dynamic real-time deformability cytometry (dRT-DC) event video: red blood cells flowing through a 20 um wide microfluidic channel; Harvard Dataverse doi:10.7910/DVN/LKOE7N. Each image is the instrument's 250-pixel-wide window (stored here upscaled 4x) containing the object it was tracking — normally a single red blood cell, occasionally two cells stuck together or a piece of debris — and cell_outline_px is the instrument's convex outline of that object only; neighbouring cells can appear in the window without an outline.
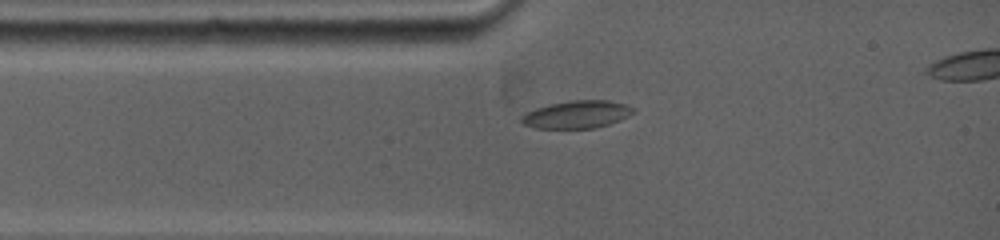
{"species": "common noctule bat (a hibernating species)", "species_latin": "Nyctalus noctula", "temperature_condition": "warm", "stored_images_in_passage": 2, "camera_frame_rate_fps": 5000, "um_per_image_px": 0.085, "animal": {"sex": "female", "body_mass_g": 19.0, "forearm_length_mm": 53.3}, "frame": {"image": 1, "passage_image": 2, "time_ms": 1.2, "image_size_px": [1000, 240], "cell_outline_px": [[636, 112], [620, 120], [608, 124], [592, 128], [536, 128], [524, 124], [520, 120], [520, 116], [536, 108], [548, 104], [572, 100], [608, 100], [624, 104], [636, 108]], "centroid_in_image_um": [49.05, 9.72], "position_along_channel_um": 35.9, "area_um2": 17.98}}